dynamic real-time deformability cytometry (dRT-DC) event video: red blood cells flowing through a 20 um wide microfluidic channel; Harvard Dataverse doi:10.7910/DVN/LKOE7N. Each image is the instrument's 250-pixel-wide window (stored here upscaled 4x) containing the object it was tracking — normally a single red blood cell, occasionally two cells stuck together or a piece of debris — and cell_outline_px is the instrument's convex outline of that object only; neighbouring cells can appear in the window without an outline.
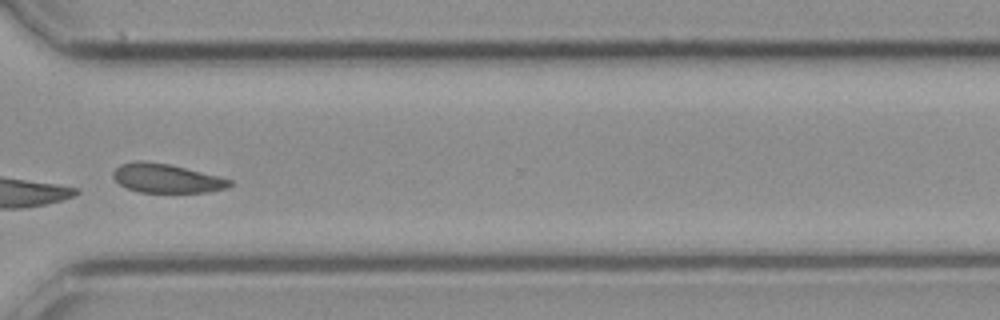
{"species": "common noctule bat (a hibernating species)", "species_latin": "Nyctalus noctula", "temperature_condition": "cold", "stored_images_in_passage": 26, "camera_frame_rate_fps": 3000, "um_per_image_px": 0.085, "animal": {"sex": "female", "body_mass_g": 21.9}, "frame": {"image": 1, "passage_image": 19, "time_ms": 6.0, "image_size_px": [1000, 320], "cell_outline_px": [[232, 184], [228, 188], [208, 192], [140, 192], [128, 188], [120, 184], [112, 176], [112, 172], [120, 164], [136, 160], [140, 160], [168, 164], [232, 180]], "centroid_in_image_um": [14.12, 15.16], "position_along_channel_um": 356.5, "area_um2": 19.42}}